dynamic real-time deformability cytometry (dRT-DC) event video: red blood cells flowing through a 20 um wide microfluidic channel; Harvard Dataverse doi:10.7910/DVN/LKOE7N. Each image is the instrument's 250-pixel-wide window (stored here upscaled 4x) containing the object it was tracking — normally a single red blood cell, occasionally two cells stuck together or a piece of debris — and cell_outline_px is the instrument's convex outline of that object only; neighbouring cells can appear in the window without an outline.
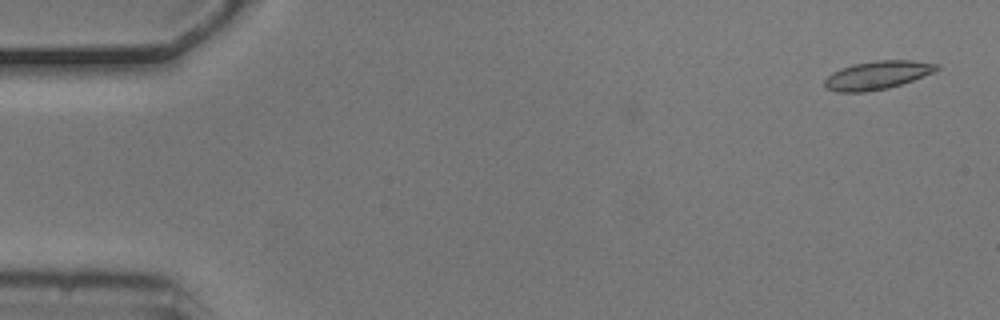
{"species": "common noctule bat (a hibernating species)", "species_latin": "Nyctalus noctula", "temperature_condition": "cold", "stored_images_in_passage": 4, "camera_frame_rate_fps": 3000, "um_per_image_px": 0.085, "animal": {"sex": "male", "body_mass_g": 20.5, "forearm_length_mm": 52.5}, "frame": {"image": 1, "passage_image": 1, "time_ms": 0.0, "image_size_px": [1000, 320], "cell_outline_px": [[940, 68], [936, 72], [888, 88], [868, 92], [836, 92], [824, 88], [824, 80], [832, 72], [840, 68], [856, 64], [876, 60], [912, 60], [940, 64]], "centroid_in_image_um": [74.58, 6.39], "position_along_channel_um": 10.4, "area_um2": 18.67}}